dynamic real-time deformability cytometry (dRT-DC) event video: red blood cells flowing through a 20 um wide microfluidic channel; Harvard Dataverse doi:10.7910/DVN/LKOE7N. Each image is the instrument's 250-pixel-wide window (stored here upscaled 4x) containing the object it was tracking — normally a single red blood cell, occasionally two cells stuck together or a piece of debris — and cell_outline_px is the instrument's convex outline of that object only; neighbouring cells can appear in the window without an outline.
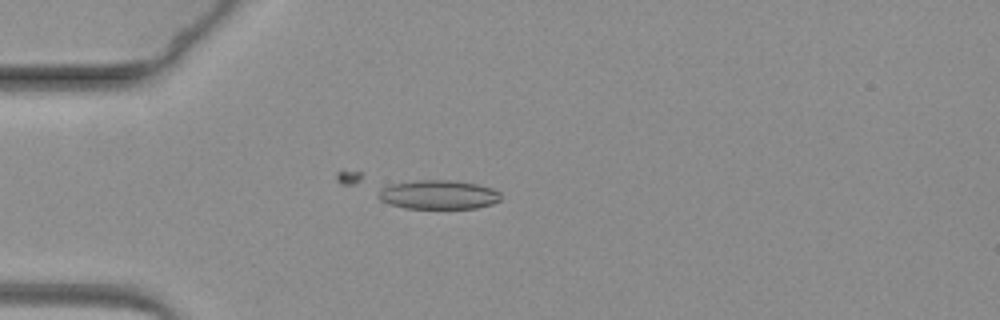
{"species": "common noctule bat (a hibernating species)", "species_latin": "Nyctalus noctula", "temperature_condition": "warm", "stored_images_in_passage": 62, "camera_frame_rate_fps": 3000, "um_per_image_px": 0.085, "animal": {"sex": "female", "body_mass_g": 19.3, "forearm_length_mm": 54.1}, "frame": {"image": 1, "passage_image": 17, "time_ms": 5.333, "image_size_px": [1000, 320], "cell_outline_px": [[500, 200], [492, 204], [476, 208], [404, 208], [388, 204], [380, 200], [376, 196], [376, 192], [380, 188], [392, 184], [416, 180], [448, 180], [476, 184], [492, 188], [500, 192]], "centroid_in_image_um": [37.21, 16.55], "position_along_channel_um": 47.8, "area_um2": 20.81}}
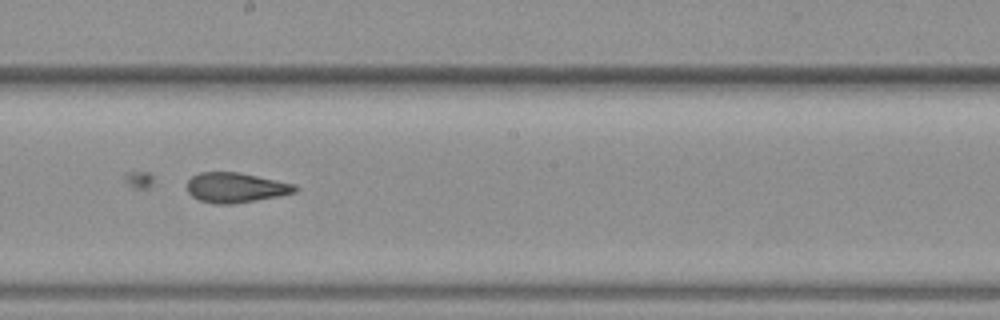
{"frame": {"image": 2, "passage_image": 35, "time_ms": 11.333, "image_size_px": [1000, 320], "cell_outline_px": [[300, 188], [296, 192], [280, 196], [232, 204], [212, 204], [200, 200], [192, 196], [188, 192], [188, 180], [192, 176], [200, 172], [240, 172], [296, 184]], "centroid_in_image_um": [20.07, 15.94], "position_along_channel_um": 228.1, "area_um2": 19.02}}
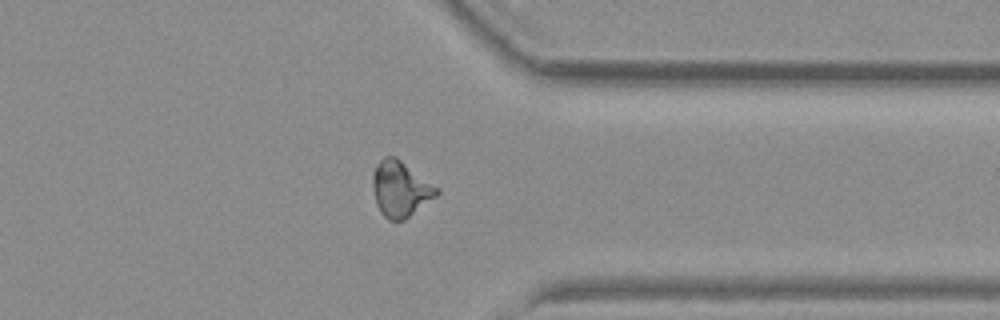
{"frame": {"image": 3, "passage_image": 49, "time_ms": 16.0, "image_size_px": [1000, 320], "cell_outline_px": [[440, 192], [436, 196], [404, 220], [388, 220], [380, 212], [376, 204], [372, 184], [372, 172], [376, 164], [384, 156], [396, 156], [440, 188]], "centroid_in_image_um": [34.03, 16.04], "position_along_channel_um": 377.4, "area_um2": 20.92}}